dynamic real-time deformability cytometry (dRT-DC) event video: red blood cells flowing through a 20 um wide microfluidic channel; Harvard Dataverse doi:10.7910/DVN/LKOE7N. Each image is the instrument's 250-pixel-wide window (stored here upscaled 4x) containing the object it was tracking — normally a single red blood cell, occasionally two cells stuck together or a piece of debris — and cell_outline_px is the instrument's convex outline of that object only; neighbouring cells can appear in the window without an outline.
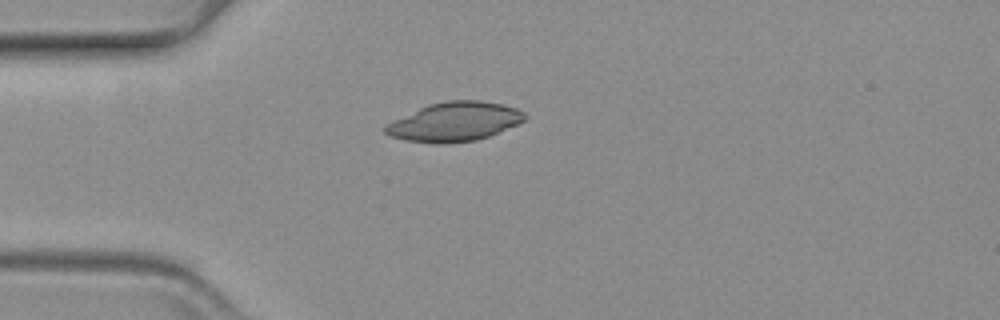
{"species": "common noctule bat (a hibernating species)", "species_latin": "Nyctalus noctula", "temperature_condition": "warm", "stored_images_in_passage": 45, "camera_frame_rate_fps": 3000, "um_per_image_px": 0.085, "animal": {"sex": "female", "body_mass_g": 19.3, "forearm_length_mm": 54.1}, "frame": {"image": 1, "passage_image": 1, "time_ms": 0.0, "image_size_px": [1000, 320], "cell_outline_px": [[528, 116], [524, 120], [516, 124], [488, 136], [476, 140], [448, 144], [432, 144], [404, 140], [392, 136], [384, 132], [384, 128], [388, 124], [428, 104], [448, 100], [480, 100], [504, 104], [516, 108], [524, 112]], "centroid_in_image_um": [38.66, 10.35], "position_along_channel_um": 46.3, "area_um2": 31.56}}
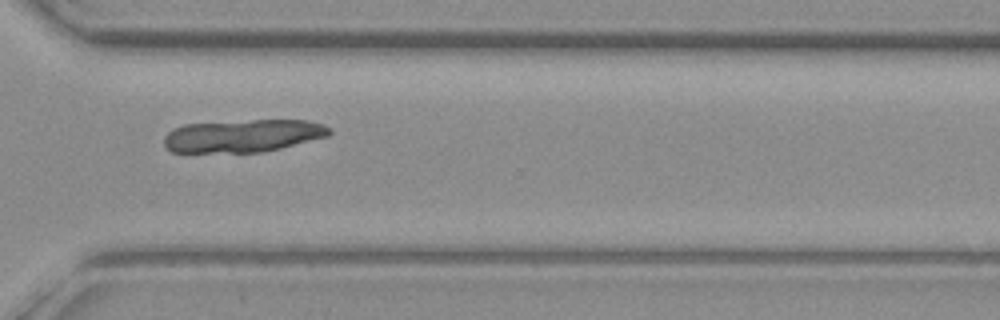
{"frame": {"image": 2, "passage_image": 29, "time_ms": 9.333, "image_size_px": [1000, 320], "cell_outline_px": [[332, 132], [328, 136], [264, 152], [172, 152], [164, 144], [164, 136], [172, 128], [184, 124], [252, 120], [308, 120], [324, 124]], "centroid_in_image_um": [20.64, 11.53], "position_along_channel_um": 350.0, "area_um2": 31.5}}
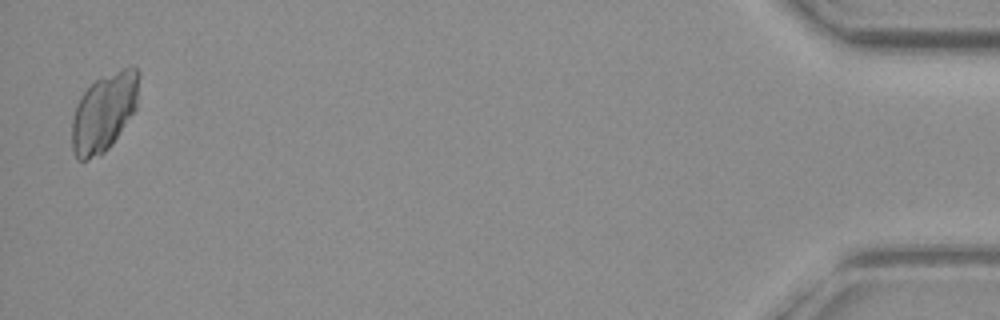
{"frame": {"image": 3, "passage_image": 44, "time_ms": 14.333, "image_size_px": [1000, 320], "cell_outline_px": [[140, 76], [136, 108], [112, 144], [100, 156], [88, 160], [76, 160], [72, 152], [72, 120], [76, 104], [80, 96], [96, 80], [104, 76], [132, 64], [140, 72]], "centroid_in_image_um": [8.84, 9.55], "position_along_channel_um": 426.4, "area_um2": 30.69}}